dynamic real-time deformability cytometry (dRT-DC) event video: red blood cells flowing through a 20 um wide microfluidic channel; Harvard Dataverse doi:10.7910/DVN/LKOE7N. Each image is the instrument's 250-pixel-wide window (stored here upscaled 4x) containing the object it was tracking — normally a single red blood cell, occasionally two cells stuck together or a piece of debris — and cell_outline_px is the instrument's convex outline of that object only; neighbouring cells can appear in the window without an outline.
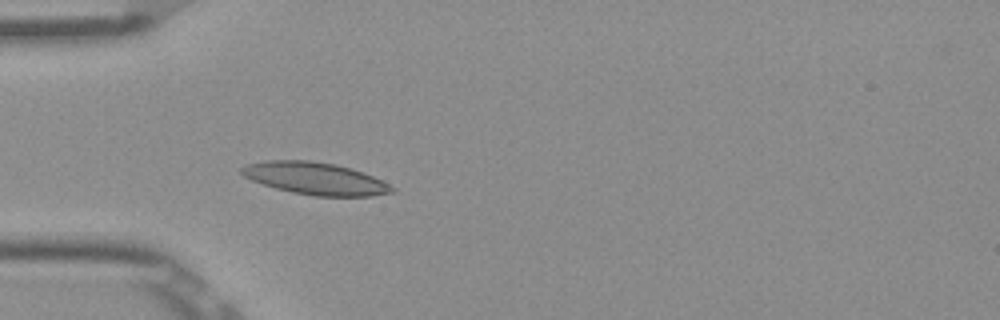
{"species": "Egyptian fruit bat (a non-hibernating species)", "species_latin": "Rousettus aegyptiacus", "temperature_condition": "room temperature", "stored_images_in_passage": 52, "camera_frame_rate_fps": 3000, "um_per_image_px": 0.085, "frame": {"image": 1, "passage_image": 15, "time_ms": 4.667, "image_size_px": [1000, 320], "cell_outline_px": [[396, 192], [372, 196], [316, 196], [292, 192], [276, 188], [252, 180], [244, 176], [240, 172], [240, 168], [248, 164], [268, 160], [308, 160], [336, 164], [372, 176], [396, 188]], "centroid_in_image_um": [26.8, 15.17], "position_along_channel_um": 58.2, "area_um2": 27.98}}
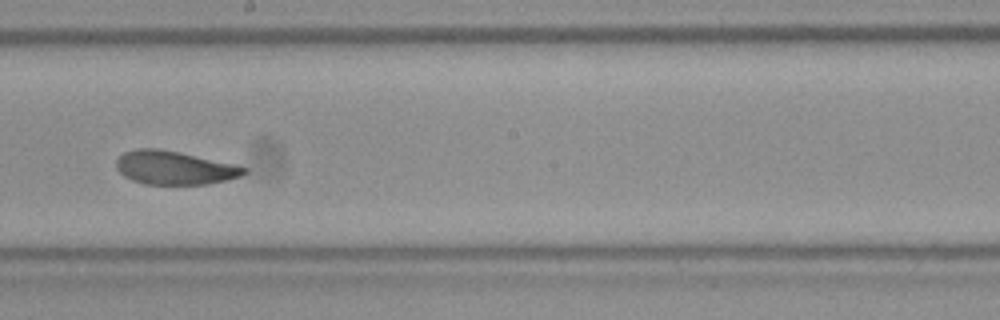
{"frame": {"image": 2, "passage_image": 29, "time_ms": 9.333, "image_size_px": [1000, 320], "cell_outline_px": [[248, 172], [240, 176], [208, 184], [144, 184], [132, 180], [124, 176], [116, 168], [116, 160], [124, 152], [136, 148], [156, 148], [180, 152], [236, 164], [248, 168]], "centroid_in_image_um": [14.83, 14.25], "position_along_channel_um": 233.4, "area_um2": 25.03}}
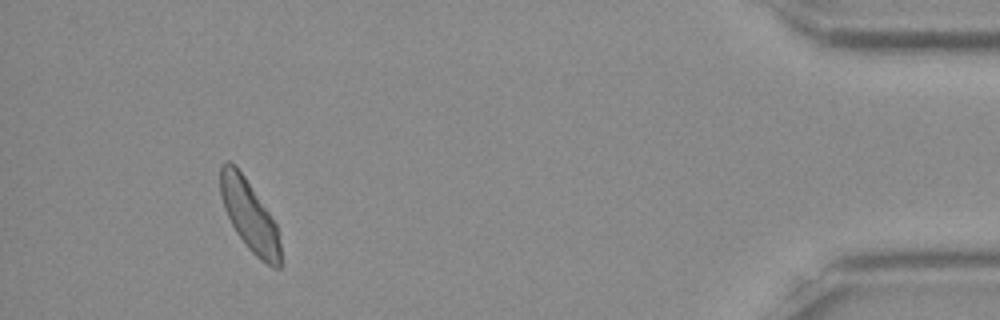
{"frame": {"image": 3, "passage_image": 48, "time_ms": 15.667, "image_size_px": [1000, 320], "cell_outline_px": [[280, 268], [272, 268], [260, 260], [248, 248], [236, 232], [224, 208], [220, 196], [220, 164], [228, 160], [236, 164], [276, 224], [280, 244]], "centroid_in_image_um": [21.18, 18.31], "position_along_channel_um": 414.0, "area_um2": 24.57}, "authors_computed_cell_mechanics": {"area_um2": 25.6632, "velocity_mm_per_s": 3.8534, "shape_relaxation_time_tau1_ms": 4.1565, "shape_relaxation_time_tau2_ms": 2.0695, "deformation_change_tau1": 0.1174, "deformation_change_tau2": 0.0776}}